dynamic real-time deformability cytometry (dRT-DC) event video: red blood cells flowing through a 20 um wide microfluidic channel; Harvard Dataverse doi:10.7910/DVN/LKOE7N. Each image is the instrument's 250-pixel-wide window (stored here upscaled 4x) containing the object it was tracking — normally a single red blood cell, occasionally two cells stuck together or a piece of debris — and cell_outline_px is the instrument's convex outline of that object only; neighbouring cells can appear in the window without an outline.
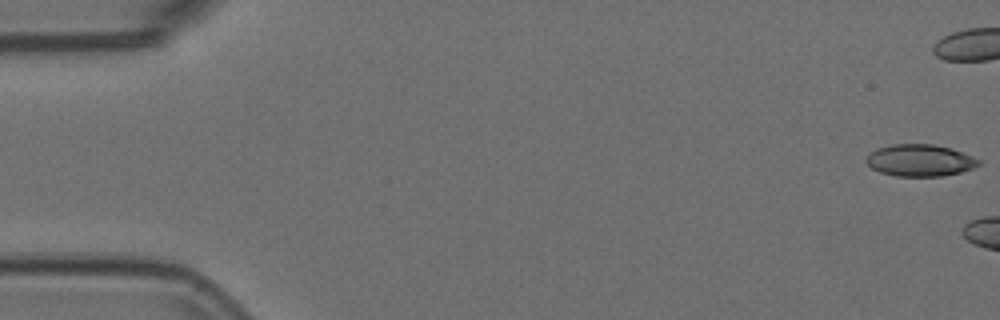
{"species": "Egyptian fruit bat (a non-hibernating species)", "species_latin": "Rousettus aegyptiacus", "temperature_condition": "room temperature", "stored_images_in_passage": 6, "camera_frame_rate_fps": 3000, "um_per_image_px": 0.085, "animal": {"sex": "female"}, "frame": {"image": 1, "passage_image": 1, "time_ms": 0.0, "image_size_px": [1000, 320], "cell_outline_px": [[980, 164], [972, 168], [960, 172], [944, 176], [896, 176], [880, 172], [872, 168], [864, 160], [876, 148], [892, 144], [932, 144], [952, 148], [972, 156], [980, 160]], "centroid_in_image_um": [78.19, 13.63], "position_along_channel_um": 6.8, "area_um2": 20.87}}